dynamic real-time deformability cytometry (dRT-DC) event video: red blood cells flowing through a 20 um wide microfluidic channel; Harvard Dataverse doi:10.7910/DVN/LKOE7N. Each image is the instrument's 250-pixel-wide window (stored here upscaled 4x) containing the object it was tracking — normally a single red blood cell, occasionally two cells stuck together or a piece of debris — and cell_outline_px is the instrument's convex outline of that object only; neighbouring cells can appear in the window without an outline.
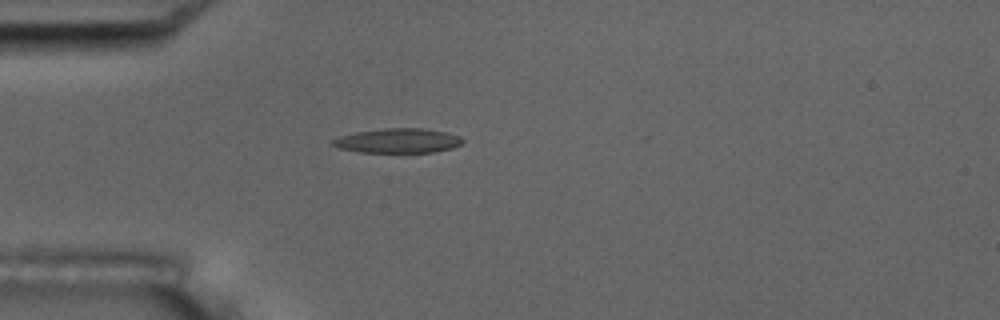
{"species": "common noctule bat (a hibernating species)", "species_latin": "Nyctalus noctula", "temperature_condition": "room temperature", "stored_images_in_passage": 4, "camera_frame_rate_fps": 3000, "um_per_image_px": 0.085, "animal": {"sex": "male", "body_mass_g": 17.5, "forearm_length_mm": 52.3}, "frame": {"image": 1, "passage_image": 4, "time_ms": 4.333, "image_size_px": [1000, 320], "cell_outline_px": [[464, 140], [460, 144], [452, 148], [432, 152], [360, 152], [336, 148], [332, 144], [332, 140], [340, 136], [356, 132], [384, 128], [424, 128], [448, 132], [460, 136]], "centroid_in_image_um": [33.83, 11.95], "position_along_channel_um": 51.2, "area_um2": 18.61}}